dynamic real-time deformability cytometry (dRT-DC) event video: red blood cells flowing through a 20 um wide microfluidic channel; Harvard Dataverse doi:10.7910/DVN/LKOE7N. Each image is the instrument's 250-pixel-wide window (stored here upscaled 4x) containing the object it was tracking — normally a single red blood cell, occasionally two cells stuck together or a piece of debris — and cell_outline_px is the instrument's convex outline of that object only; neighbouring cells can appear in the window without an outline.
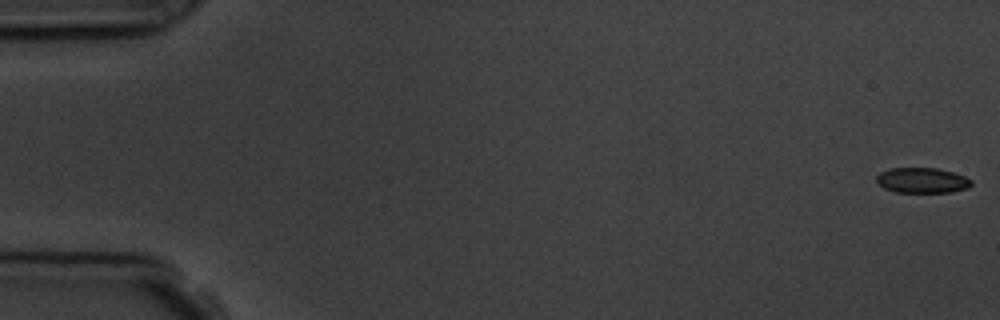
{"species": "common noctule bat (a hibernating species)", "species_latin": "Nyctalus noctula", "temperature_condition": "room temperature", "stored_images_in_passage": 8, "camera_frame_rate_fps": 3000, "um_per_image_px": 0.085, "animal": {"sex": "male", "body_mass_g": 19.5, "forearm_length_mm": 54.6}, "frame": {"image": 1, "passage_image": 1, "time_ms": 0.0, "image_size_px": [1000, 320], "cell_outline_px": [[972, 184], [968, 188], [952, 192], [896, 192], [884, 188], [876, 180], [876, 176], [880, 172], [888, 168], [936, 168], [952, 172], [964, 176], [972, 180]], "centroid_in_image_um": [78.38, 15.33], "position_along_channel_um": 6.6, "area_um2": 13.99}}
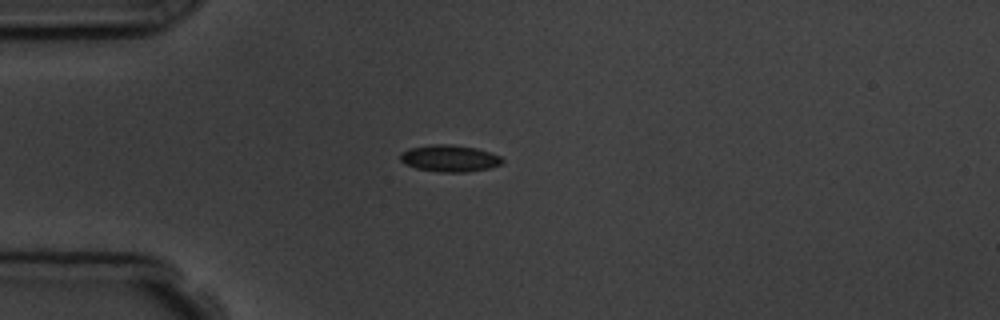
{"frame": {"image": 2, "passage_image": 5, "time_ms": 4.667, "image_size_px": [1000, 320], "cell_outline_px": [[504, 160], [500, 164], [488, 168], [468, 172], [440, 172], [416, 168], [404, 164], [400, 160], [400, 152], [408, 148], [436, 144], [448, 144], [476, 148], [500, 156]], "centroid_in_image_um": [38.17, 13.46], "position_along_channel_um": 46.8, "area_um2": 15.84}}
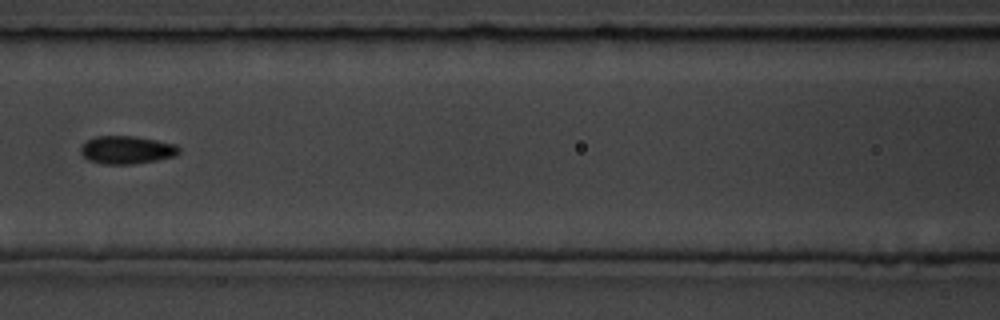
{"frame": {"image": 3, "passage_image": 8, "time_ms": 8.0, "image_size_px": [1000, 320], "cell_outline_px": [[180, 152], [176, 156], [156, 160], [132, 164], [104, 164], [88, 160], [80, 152], [80, 148], [88, 140], [96, 136], [132, 136], [156, 140], [176, 144], [180, 148]], "centroid_in_image_um": [10.79, 12.74], "position_along_channel_um": 155.8, "area_um2": 15.95}}